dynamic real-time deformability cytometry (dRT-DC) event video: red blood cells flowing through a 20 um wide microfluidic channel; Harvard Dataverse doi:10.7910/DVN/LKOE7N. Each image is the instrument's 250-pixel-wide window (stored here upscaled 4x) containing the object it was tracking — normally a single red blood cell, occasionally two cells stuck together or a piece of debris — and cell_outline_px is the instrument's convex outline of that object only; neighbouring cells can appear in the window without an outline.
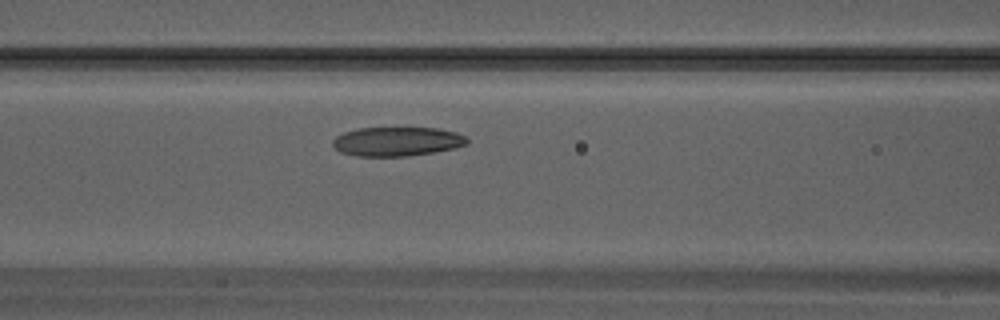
{"species": "Egyptian fruit bat (a non-hibernating species)", "species_latin": "Rousettus aegyptiacus", "temperature_condition": "warm", "stored_images_in_passage": 8, "camera_frame_rate_fps": 3000, "um_per_image_px": 0.085, "animal": {"sex": "male"}, "frame": {"image": 1, "passage_image": 7, "time_ms": 2.0, "image_size_px": [1000, 320], "cell_outline_px": [[468, 144], [456, 148], [408, 156], [356, 156], [340, 152], [332, 144], [332, 140], [336, 136], [344, 132], [356, 128], [440, 128], [456, 132], [464, 136], [468, 140]], "centroid_in_image_um": [33.74, 12.02], "position_along_channel_um": 132.9, "area_um2": 22.89}}